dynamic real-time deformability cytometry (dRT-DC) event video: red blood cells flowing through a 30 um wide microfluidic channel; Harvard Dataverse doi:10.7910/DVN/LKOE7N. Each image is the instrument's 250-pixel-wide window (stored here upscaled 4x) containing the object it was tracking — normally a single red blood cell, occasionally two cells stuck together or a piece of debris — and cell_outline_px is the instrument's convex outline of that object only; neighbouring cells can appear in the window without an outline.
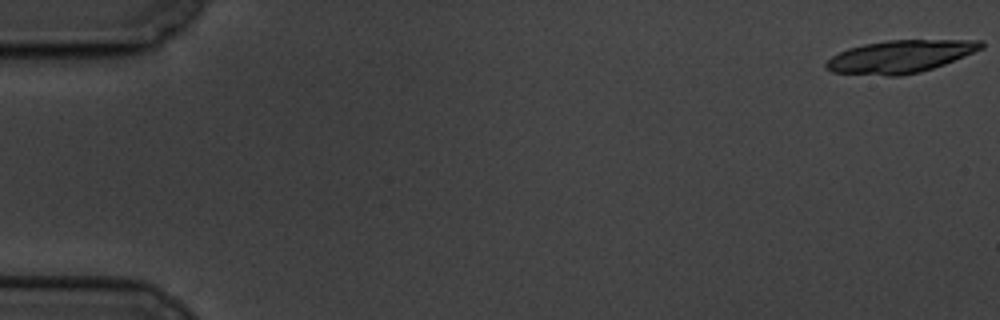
{"species": "common noctule bat (a hibernating species)", "species_latin": "Nyctalus noctula", "temperature_condition": "cold", "stored_images_in_passage": 6, "camera_frame_rate_fps": 3000, "um_per_image_px": 0.085, "animal": {"sex": "male", "body_mass_g": 19.5, "forearm_length_mm": 54.6}, "frame": {"image": 1, "passage_image": 1, "time_ms": 0.0, "image_size_px": [1000, 320], "cell_outline_px": [[984, 48], [944, 64], [920, 72], [900, 76], [884, 76], [832, 72], [824, 68], [824, 64], [832, 56], [848, 48], [864, 44], [888, 40], [984, 40]], "centroid_in_image_um": [76.51, 4.81], "position_along_channel_um": 8.5, "area_um2": 29.48}}